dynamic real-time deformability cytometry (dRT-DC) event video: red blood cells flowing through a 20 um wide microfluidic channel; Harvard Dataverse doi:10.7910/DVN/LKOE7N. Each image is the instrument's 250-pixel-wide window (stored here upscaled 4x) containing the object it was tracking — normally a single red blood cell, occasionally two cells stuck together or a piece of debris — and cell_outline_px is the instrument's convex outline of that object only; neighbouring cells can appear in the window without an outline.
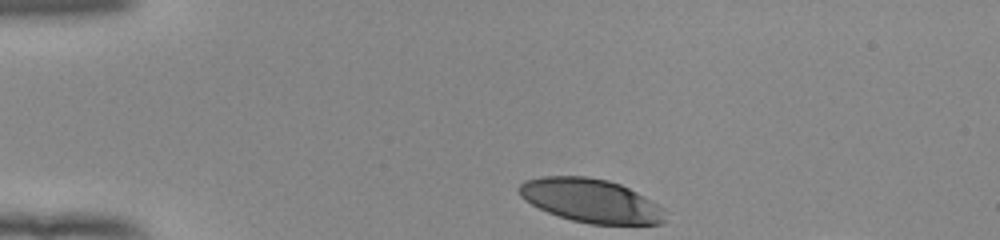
{"species": "human", "species_latin": "Homo sapiens", "temperature_condition": "room temperature", "stored_images_in_passage": 34, "camera_frame_rate_fps": 3000, "um_per_image_px": 0.085, "donor": {"sex": "female"}, "frame": {"image": 1, "passage_image": 1, "time_ms": 0.0, "image_size_px": [1000, 240], "cell_outline_px": [[664, 220], [660, 224], [592, 224], [572, 220], [548, 212], [524, 200], [520, 196], [516, 188], [524, 180], [544, 176], [584, 176], [608, 180], [620, 184], [644, 196], [664, 208]], "centroid_in_image_um": [50.19, 17.04], "position_along_channel_um": 34.8, "area_um2": 36.99}}
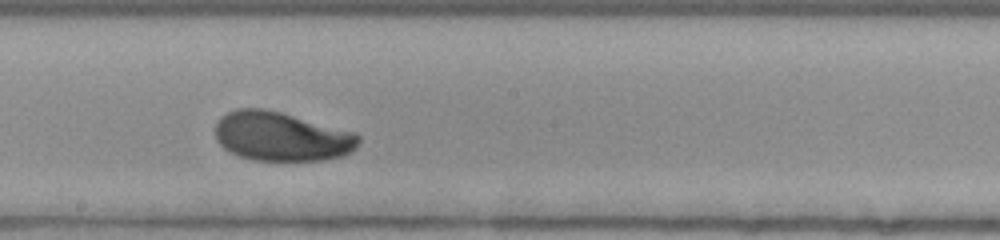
{"frame": {"image": 2, "passage_image": 20, "time_ms": 6.333, "image_size_px": [1000, 240], "cell_outline_px": [[360, 140], [356, 148], [352, 152], [344, 156], [324, 160], [252, 160], [240, 156], [224, 148], [216, 140], [216, 124], [220, 116], [236, 108], [264, 108], [280, 112], [356, 132], [360, 136]], "centroid_in_image_um": [23.95, 11.6], "position_along_channel_um": 224.3, "area_um2": 41.21}}
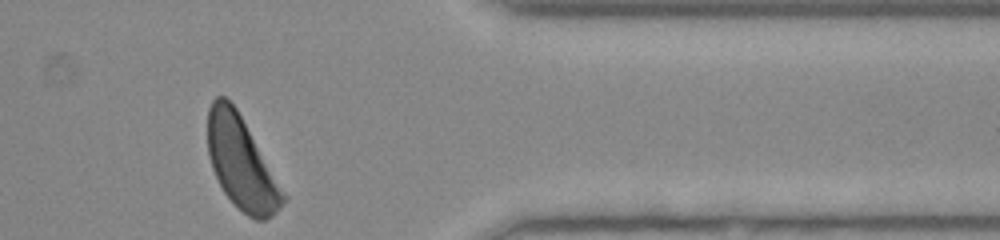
{"frame": {"image": 3, "passage_image": 34, "time_ms": 11.0, "image_size_px": [1000, 240], "cell_outline_px": [[288, 196], [280, 208], [272, 216], [264, 220], [256, 220], [248, 216], [224, 192], [212, 168], [208, 156], [208, 108], [212, 100], [216, 96], [224, 96], [236, 108]], "centroid_in_image_um": [20.53, 13.86], "position_along_channel_um": 390.9, "area_um2": 40.17}, "authors_computed_cell_mechanics": {"area_um2": 40.5756, "velocity_mm_per_s": 3.9044, "shape_relaxation_time_tau1_ms": 2.3391, "shape_relaxation_time_tau2_ms": null, "deformation_change_tau1": 0.1323, "deformation_change_tau2": null}}